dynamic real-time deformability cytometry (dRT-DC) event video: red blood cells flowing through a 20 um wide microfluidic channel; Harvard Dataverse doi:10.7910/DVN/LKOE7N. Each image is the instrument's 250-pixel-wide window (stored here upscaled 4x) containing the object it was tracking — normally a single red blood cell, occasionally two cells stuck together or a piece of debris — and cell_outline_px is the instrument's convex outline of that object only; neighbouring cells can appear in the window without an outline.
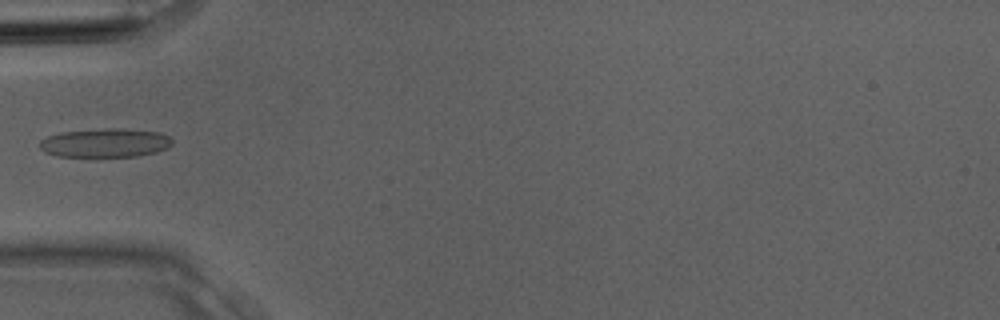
{"species": "Egyptian fruit bat (a non-hibernating species)", "species_latin": "Rousettus aegyptiacus", "temperature_condition": "room temperature", "stored_images_in_passage": 3, "camera_frame_rate_fps": 3000, "um_per_image_px": 0.085, "animal": {"sex": "male"}, "frame": {"image": 1, "passage_image": 3, "time_ms": 0.667, "image_size_px": [1000, 320], "cell_outline_px": [[172, 144], [168, 148], [156, 152], [136, 156], [56, 156], [44, 152], [40, 148], [40, 140], [48, 136], [60, 132], [108, 128], [120, 128], [160, 132], [168, 136], [172, 140]], "centroid_in_image_um": [8.94, 12.14], "position_along_channel_um": 76.1, "area_um2": 22.25}}